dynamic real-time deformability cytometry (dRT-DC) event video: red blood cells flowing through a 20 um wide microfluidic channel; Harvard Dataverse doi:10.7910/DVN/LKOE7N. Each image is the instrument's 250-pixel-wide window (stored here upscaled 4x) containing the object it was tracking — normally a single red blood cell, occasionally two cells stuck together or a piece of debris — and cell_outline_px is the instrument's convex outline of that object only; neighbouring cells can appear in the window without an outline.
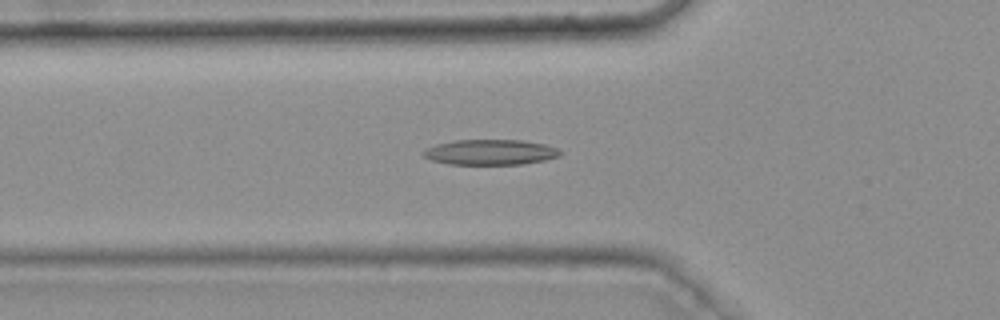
{"species": "common noctule bat (a hibernating species)", "species_latin": "Nyctalus noctula", "temperature_condition": "warm", "stored_images_in_passage": 48, "camera_frame_rate_fps": 3000, "um_per_image_px": 0.085, "animal": {"sex": "female", "body_mass_g": 25.1}, "frame": {"image": 1, "passage_image": 19, "time_ms": 6.0, "image_size_px": [1000, 320], "cell_outline_px": [[564, 152], [560, 156], [544, 160], [520, 164], [448, 164], [432, 160], [424, 156], [420, 152], [436, 144], [456, 140], [524, 140], [544, 144], [556, 148]], "centroid_in_image_um": [41.69, 12.93], "position_along_channel_um": 84.1, "area_um2": 20.17}}
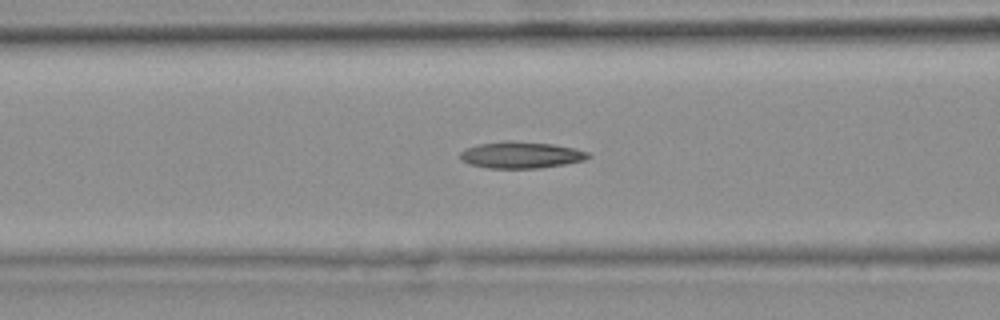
{"frame": {"image": 2, "passage_image": 22, "time_ms": 7.0, "image_size_px": [1000, 320], "cell_outline_px": [[592, 156], [584, 160], [564, 164], [540, 168], [488, 168], [468, 164], [460, 160], [460, 152], [464, 148], [476, 144], [504, 140], [512, 140], [552, 144], [576, 148], [588, 152]], "centroid_in_image_um": [44.24, 13.16], "position_along_channel_um": 122.4, "area_um2": 20.17}}
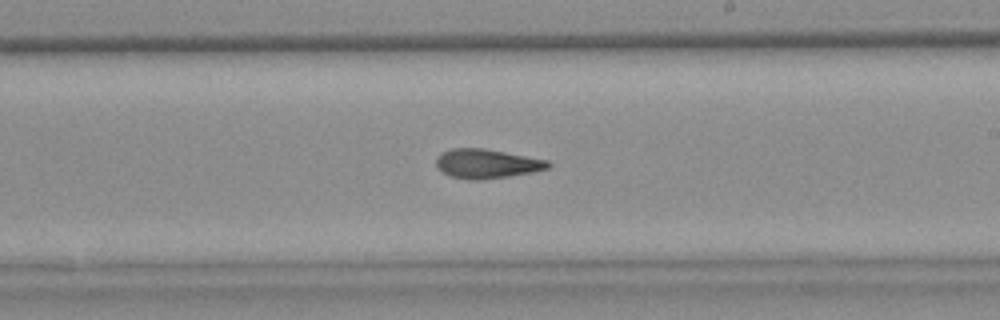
{"frame": {"image": 3, "passage_image": 32, "time_ms": 10.333, "image_size_px": [1000, 320], "cell_outline_px": [[552, 164], [548, 168], [532, 172], [508, 176], [480, 180], [468, 180], [452, 176], [444, 172], [436, 164], [436, 156], [440, 152], [452, 148], [484, 148], [548, 160]], "centroid_in_image_um": [41.37, 13.9], "position_along_channel_um": 247.6, "area_um2": 19.02}, "authors_computed_cell_mechanics": {"area_um2": 19.6809, "velocity_mm_per_s": 3.7656, "shape_relaxation_time_tau1_ms": null, "shape_relaxation_time_tau2_ms": 4.4418, "deformation_change_tau1": null, "deformation_change_tau2": 0.1466}}